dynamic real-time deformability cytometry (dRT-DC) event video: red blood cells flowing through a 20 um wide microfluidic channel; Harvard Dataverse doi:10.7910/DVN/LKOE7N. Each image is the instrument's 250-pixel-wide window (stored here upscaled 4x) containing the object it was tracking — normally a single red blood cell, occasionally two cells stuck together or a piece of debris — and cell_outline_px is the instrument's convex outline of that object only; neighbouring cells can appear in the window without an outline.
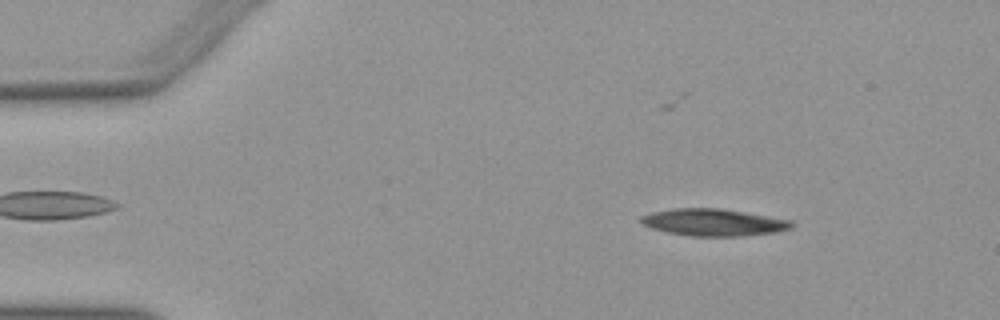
{"species": "Egyptian fruit bat (a non-hibernating species)", "species_latin": "Rousettus aegyptiacus", "temperature_condition": "warm", "stored_images_in_passage": 50, "camera_frame_rate_fps": 3000, "um_per_image_px": 0.085, "animal": {"sex": "female"}, "frame": {"image": 1, "passage_image": 6, "time_ms": 1.667, "image_size_px": [1000, 320], "cell_outline_px": [[792, 228], [776, 232], [740, 236], [692, 236], [668, 232], [652, 228], [644, 224], [640, 220], [640, 216], [652, 212], [672, 208], [720, 208], [792, 220]], "centroid_in_image_um": [60.65, 18.89], "position_along_channel_um": 24.4, "area_um2": 23.58}}
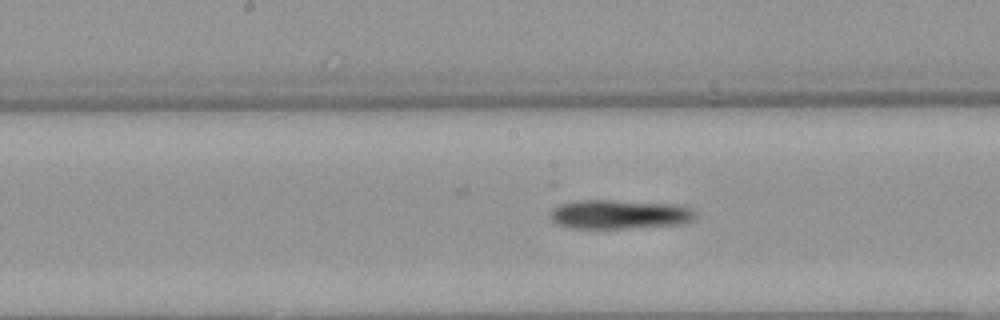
{"frame": {"image": 2, "passage_image": 25, "time_ms": 8.0, "image_size_px": [1000, 320], "cell_outline_px": [[696, 216], [692, 220], [684, 224], [624, 228], [568, 228], [556, 224], [548, 216], [552, 208], [560, 204], [576, 200], [608, 200], [676, 204], [688, 208], [696, 212]], "centroid_in_image_um": [52.6, 18.22], "position_along_channel_um": 195.6, "area_um2": 24.8}}
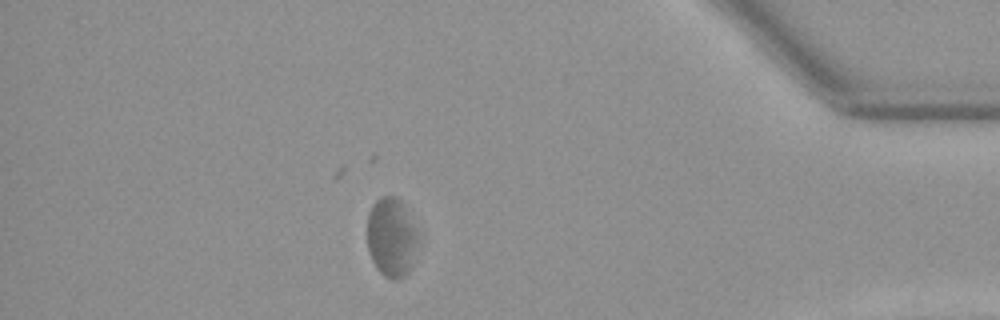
{"frame": {"image": 3, "passage_image": 44, "time_ms": 14.333, "image_size_px": [1000, 320], "cell_outline_px": [[420, 244], [412, 268], [404, 276], [396, 280], [392, 280], [384, 276], [376, 268], [372, 260], [368, 248], [368, 212], [372, 204], [380, 196], [396, 196], [404, 204], [420, 236]], "centroid_in_image_um": [33.32, 20.18], "position_along_channel_um": 401.9, "area_um2": 24.22}}